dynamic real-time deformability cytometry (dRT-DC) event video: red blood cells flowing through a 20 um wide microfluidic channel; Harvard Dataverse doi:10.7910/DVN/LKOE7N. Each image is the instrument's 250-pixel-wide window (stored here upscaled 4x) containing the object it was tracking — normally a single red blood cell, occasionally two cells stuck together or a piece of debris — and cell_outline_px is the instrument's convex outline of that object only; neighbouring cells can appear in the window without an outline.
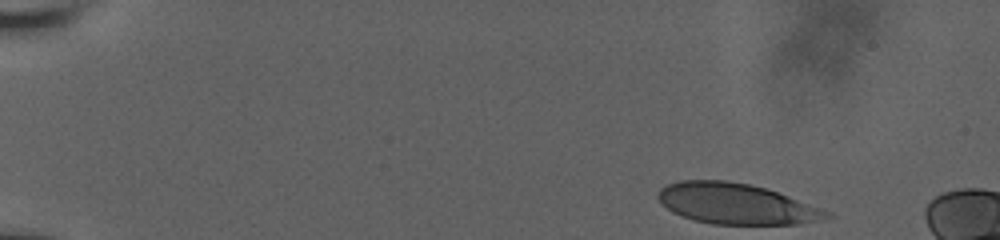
{"species": "human", "species_latin": "Homo sapiens", "temperature_condition": "room temperature", "stored_images_in_passage": 58, "camera_frame_rate_fps": 3000, "um_per_image_px": 0.085, "donor": {"sex": "male"}, "frame": {"image": 1, "passage_image": 1, "time_ms": 0.0, "image_size_px": [1000, 240], "cell_outline_px": [[836, 216], [796, 224], [712, 224], [692, 220], [672, 212], [656, 196], [656, 192], [660, 188], [668, 184], [680, 180], [728, 180], [748, 184], [764, 188], [788, 196], [832, 212]], "centroid_in_image_um": [62.55, 17.32], "position_along_channel_um": 22.5, "area_um2": 39.82}}
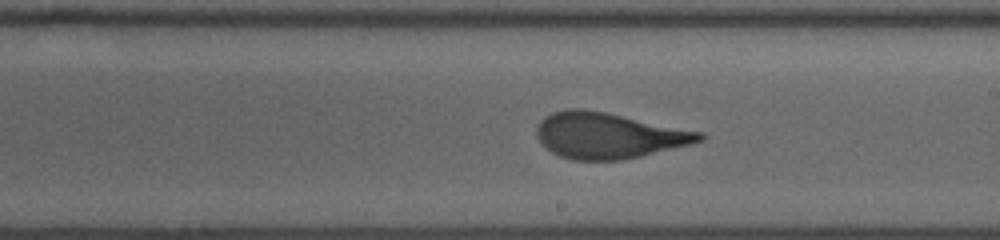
{"frame": {"image": 2, "passage_image": 33, "time_ms": 9.0, "image_size_px": [1000, 240], "cell_outline_px": [[708, 136], [704, 140], [692, 144], [640, 156], [620, 160], [572, 160], [560, 156], [552, 152], [536, 136], [536, 128], [540, 120], [544, 116], [552, 112], [568, 108], [584, 108], [704, 132]], "centroid_in_image_um": [51.74, 11.51], "position_along_channel_um": 237.3, "area_um2": 43.52}}
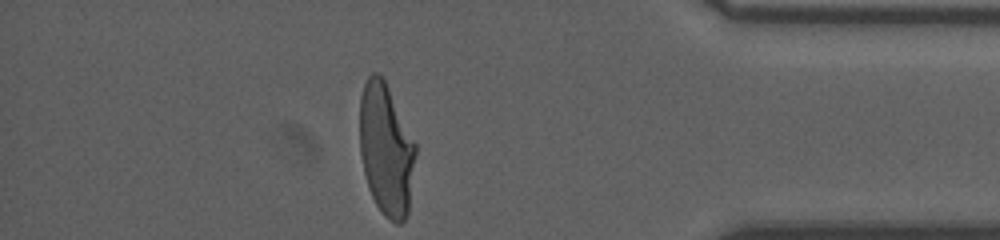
{"frame": {"image": 3, "passage_image": 58, "time_ms": 14.0, "image_size_px": [1000, 240], "cell_outline_px": [[416, 152], [408, 216], [400, 224], [396, 224], [388, 220], [384, 216], [376, 204], [368, 188], [364, 172], [360, 152], [360, 96], [364, 84], [368, 76], [372, 72], [376, 72], [384, 80], [416, 144]], "centroid_in_image_um": [32.82, 12.76], "position_along_channel_um": 402.4, "area_um2": 42.89}, "authors_computed_cell_mechanics": {"area_um2": 43.2633, "velocity_mm_per_s": 3.8485, "shape_relaxation_time_tau1_ms": 4.5889, "shape_relaxation_time_tau2_ms": 0.7379, "deformation_change_tau1": 0.2129, "deformation_change_tau2": 0.0922}}